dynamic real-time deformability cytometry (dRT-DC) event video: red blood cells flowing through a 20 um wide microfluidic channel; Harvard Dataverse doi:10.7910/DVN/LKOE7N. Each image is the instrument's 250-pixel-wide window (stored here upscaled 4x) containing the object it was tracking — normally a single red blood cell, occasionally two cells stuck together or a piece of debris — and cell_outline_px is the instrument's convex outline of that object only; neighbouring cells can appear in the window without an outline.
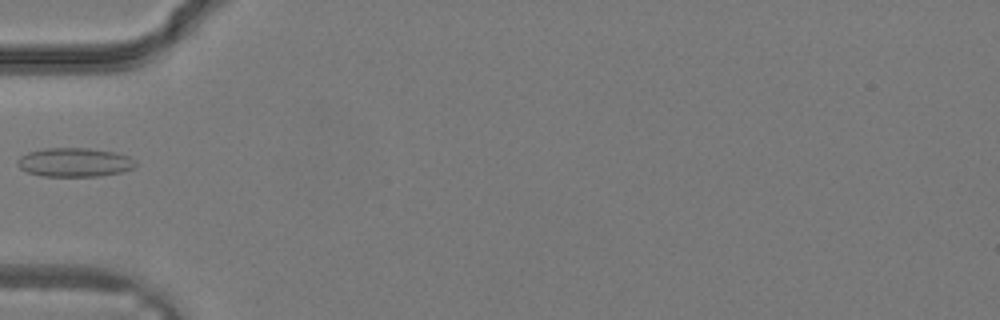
{"species": "common noctule bat (a hibernating species)", "species_latin": "Nyctalus noctula", "temperature_condition": "warm", "stored_images_in_passage": 2, "camera_frame_rate_fps": 3000, "um_per_image_px": 0.085, "animal": {"sex": "male", "body_mass_g": 19.2, "forearm_length_mm": 51.8}, "frame": {"image": 1, "passage_image": 1, "time_ms": 0.0, "image_size_px": [1000, 320], "cell_outline_px": [[136, 168], [120, 172], [100, 176], [44, 176], [28, 172], [20, 168], [16, 164], [16, 160], [20, 156], [28, 152], [44, 148], [88, 148], [116, 152], [128, 156], [136, 160]], "centroid_in_image_um": [6.35, 13.79], "position_along_channel_um": 78.7, "area_um2": 20.06}}